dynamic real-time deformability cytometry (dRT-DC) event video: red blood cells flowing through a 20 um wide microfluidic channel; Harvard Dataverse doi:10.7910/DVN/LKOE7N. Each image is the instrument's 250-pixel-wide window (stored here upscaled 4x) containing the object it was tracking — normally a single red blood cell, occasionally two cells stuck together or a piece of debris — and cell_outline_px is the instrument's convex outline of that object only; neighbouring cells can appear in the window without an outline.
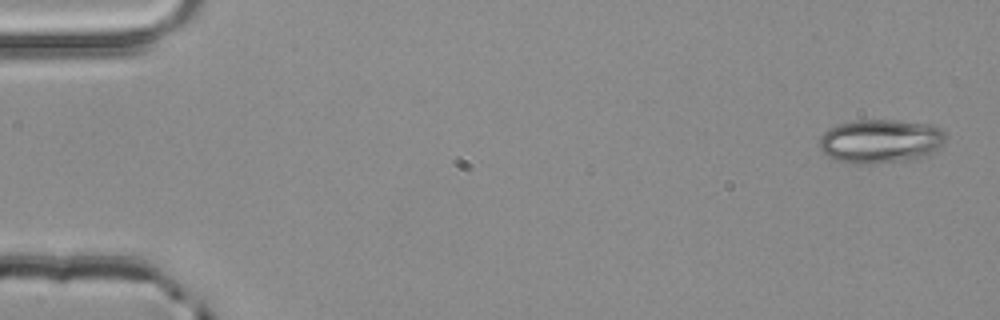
{"species": "common noctule bat (a hibernating species)", "species_latin": "Nyctalus noctula", "temperature_condition": "room temperature", "stored_images_in_passage": 3, "camera_frame_rate_fps": 3000, "um_per_image_px": 0.085, "animal": {"sex": "male", "body_mass_g": 20.4}, "frame": {"image": 1, "passage_image": 1, "time_ms": 0.0, "image_size_px": [1000, 320], "cell_outline_px": [[948, 136], [928, 156], [916, 160], [872, 164], [848, 164], [828, 156], [820, 148], [820, 136], [828, 128], [836, 124], [856, 120], [892, 120], [932, 124], [940, 128]], "centroid_in_image_um": [74.84, 12.01], "position_along_channel_um": 10.2, "area_um2": 32.71}}